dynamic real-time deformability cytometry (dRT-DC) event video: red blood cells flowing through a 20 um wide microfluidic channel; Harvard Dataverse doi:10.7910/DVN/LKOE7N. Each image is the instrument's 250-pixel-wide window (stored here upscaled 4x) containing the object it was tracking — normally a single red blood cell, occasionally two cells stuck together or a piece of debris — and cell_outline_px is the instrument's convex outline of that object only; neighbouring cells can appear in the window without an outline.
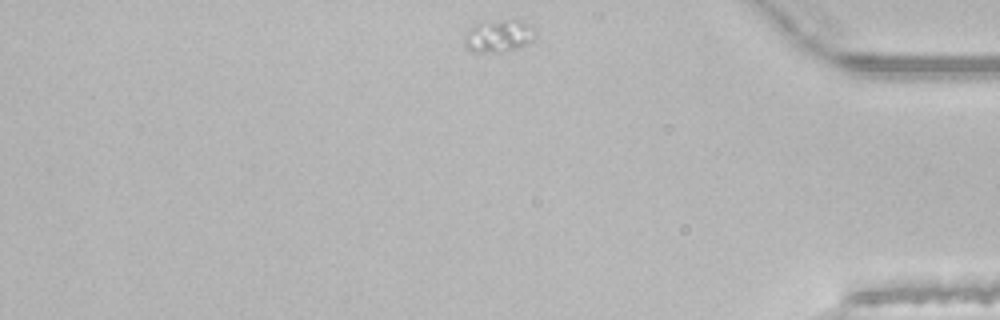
{"species": "common noctule bat (a hibernating species)", "species_latin": "Nyctalus noctula", "temperature_condition": "room temperature", "stored_images_in_passage": 32, "camera_frame_rate_fps": 3000, "um_per_image_px": 0.085, "animal": {"sex": "male", "body_mass_g": 21.5, "forearm_length_mm": 52.0}, "frame": {"image": 1, "passage_image": 32, "time_ms": 10.333, "image_size_px": [1000, 320], "cell_outline_px": [[536, 36], [532, 40], [508, 52], [472, 52], [464, 48], [464, 36], [468, 28], [476, 24], [504, 20], [520, 20], [528, 24], [536, 32]], "centroid_in_image_um": [42.34, 3.08], "position_along_channel_um": 392.9, "area_um2": 13.41}}